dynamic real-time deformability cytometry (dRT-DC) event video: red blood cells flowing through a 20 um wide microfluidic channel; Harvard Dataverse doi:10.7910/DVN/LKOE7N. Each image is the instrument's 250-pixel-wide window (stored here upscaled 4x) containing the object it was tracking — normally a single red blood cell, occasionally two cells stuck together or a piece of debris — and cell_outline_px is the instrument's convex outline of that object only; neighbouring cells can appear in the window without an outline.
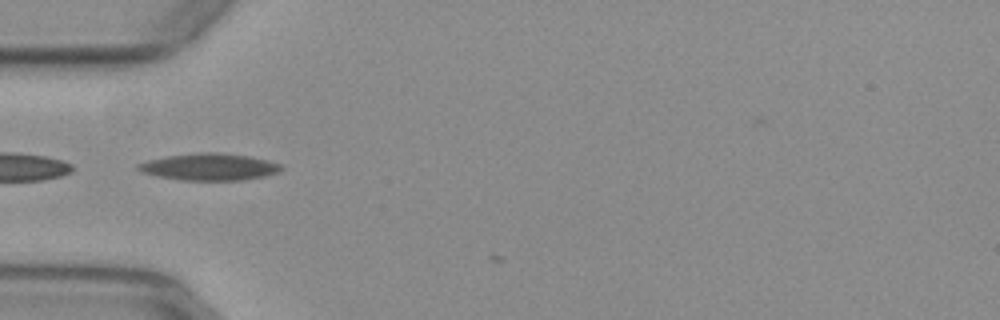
{"species": "common noctule bat (a hibernating species)", "species_latin": "Nyctalus noctula", "temperature_condition": "warm", "stored_images_in_passage": 4, "camera_frame_rate_fps": 3000, "um_per_image_px": 0.085, "animal": {"sex": "female", "body_mass_g": 29.2, "forearm_length_mm": 56.3}, "frame": {"image": 1, "passage_image": 2, "time_ms": 0.333, "image_size_px": [1000, 320], "cell_outline_px": [[284, 168], [280, 172], [264, 176], [244, 180], [184, 180], [156, 176], [144, 172], [136, 168], [136, 164], [148, 160], [168, 156], [196, 152], [216, 152], [248, 156], [280, 164]], "centroid_in_image_um": [17.79, 14.18], "position_along_channel_um": 67.2, "area_um2": 22.31}}